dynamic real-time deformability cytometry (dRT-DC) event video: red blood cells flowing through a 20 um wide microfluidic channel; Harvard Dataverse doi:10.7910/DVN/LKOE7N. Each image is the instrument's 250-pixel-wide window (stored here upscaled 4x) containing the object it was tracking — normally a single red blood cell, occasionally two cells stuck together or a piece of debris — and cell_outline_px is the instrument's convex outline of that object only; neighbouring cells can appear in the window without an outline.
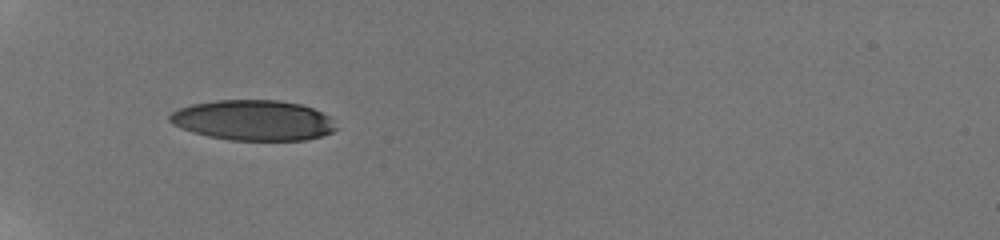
{"species": "human", "species_latin": "Homo sapiens", "temperature_condition": "room temperature", "stored_images_in_passage": 6, "camera_frame_rate_fps": 3000, "um_per_image_px": 0.085, "donor": {"sex": "male"}, "frame": {"image": 1, "passage_image": 1, "time_ms": 0.0, "image_size_px": [1000, 240], "cell_outline_px": [[336, 128], [332, 132], [320, 136], [304, 140], [228, 140], [208, 136], [192, 132], [180, 128], [172, 124], [168, 120], [168, 116], [172, 112], [180, 108], [192, 104], [216, 100], [280, 100], [300, 104], [312, 108], [328, 116]], "centroid_in_image_um": [21.47, 10.22], "position_along_channel_um": 63.5, "area_um2": 39.02}}
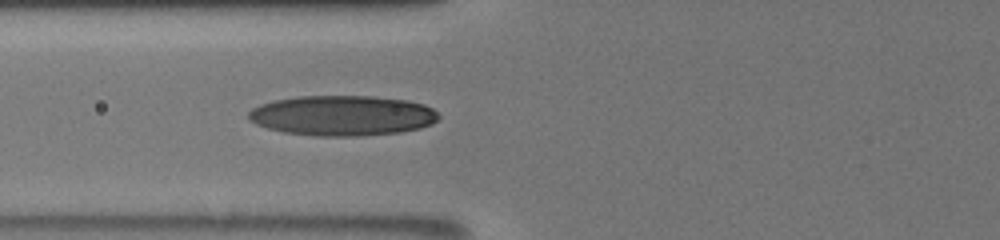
{"frame": {"image": 2, "passage_image": 6, "time_ms": 1.333, "image_size_px": [1000, 240], "cell_outline_px": [[440, 116], [432, 124], [420, 128], [400, 132], [360, 136], [312, 136], [284, 132], [268, 128], [256, 124], [248, 120], [248, 112], [252, 108], [260, 104], [272, 100], [300, 96], [372, 96], [408, 100], [424, 104], [432, 108]], "centroid_in_image_um": [29.09, 9.82], "position_along_channel_um": 96.7, "area_um2": 44.85}}